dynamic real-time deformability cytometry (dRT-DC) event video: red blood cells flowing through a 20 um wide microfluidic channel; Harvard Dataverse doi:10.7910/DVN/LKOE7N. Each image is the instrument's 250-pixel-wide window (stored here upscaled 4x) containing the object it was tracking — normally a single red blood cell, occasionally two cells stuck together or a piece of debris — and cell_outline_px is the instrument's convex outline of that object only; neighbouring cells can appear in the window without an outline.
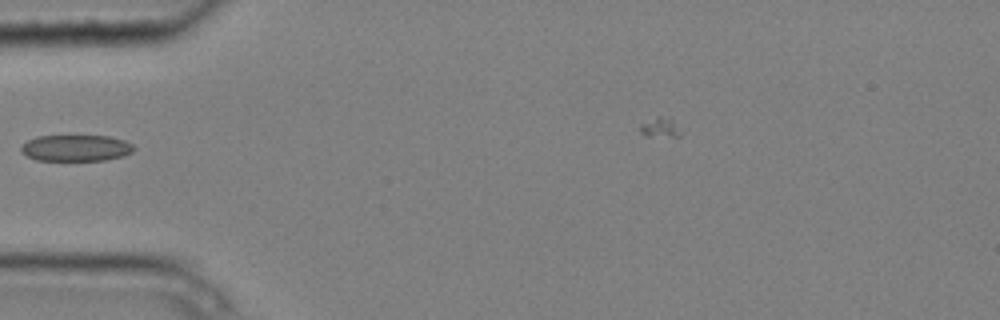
{"species": "common noctule bat (a hibernating species)", "species_latin": "Nyctalus noctula", "temperature_condition": "cold", "stored_images_in_passage": 6, "camera_frame_rate_fps": 3000, "um_per_image_px": 0.085, "animal": {"sex": "male", "body_mass_g": 20.4}, "frame": {"image": 1, "passage_image": 5, "time_ms": 1.333, "image_size_px": [1000, 320], "cell_outline_px": [[136, 148], [132, 152], [124, 156], [104, 160], [36, 160], [20, 152], [20, 148], [28, 140], [36, 136], [108, 136], [124, 140], [132, 144]], "centroid_in_image_um": [6.47, 12.58], "position_along_channel_um": 78.5, "area_um2": 17.28}}
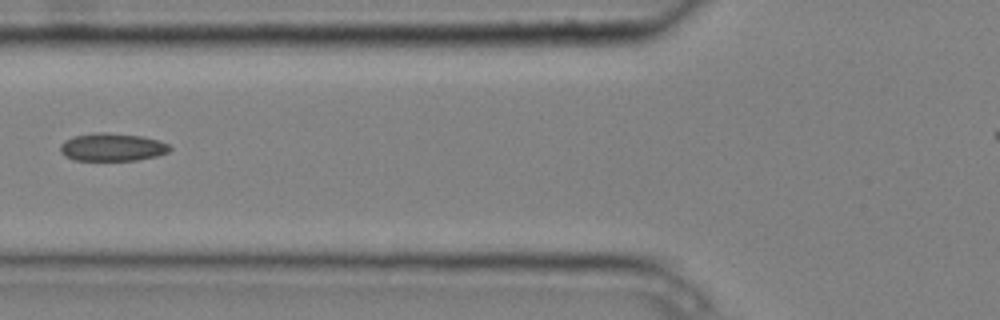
{"frame": {"image": 2, "passage_image": 6, "time_ms": 1.667, "image_size_px": [1000, 320], "cell_outline_px": [[172, 148], [168, 152], [156, 156], [136, 160], [72, 160], [64, 156], [60, 152], [60, 144], [64, 140], [72, 136], [92, 132], [108, 132], [144, 136], [160, 140], [168, 144]], "centroid_in_image_um": [9.51, 12.49], "position_along_channel_um": 116.3, "area_um2": 18.15}}